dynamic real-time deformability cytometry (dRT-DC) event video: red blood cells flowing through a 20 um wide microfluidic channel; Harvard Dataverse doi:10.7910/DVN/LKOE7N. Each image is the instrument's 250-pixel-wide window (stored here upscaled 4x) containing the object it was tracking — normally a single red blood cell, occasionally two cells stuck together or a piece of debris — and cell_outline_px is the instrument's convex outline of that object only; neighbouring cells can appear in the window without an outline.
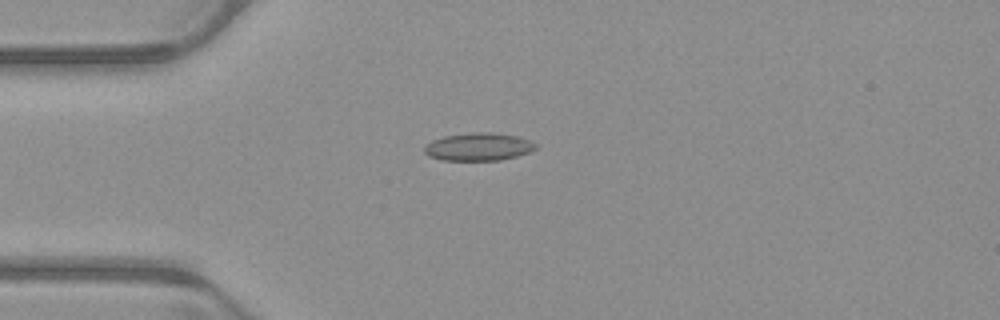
{"species": "common noctule bat (a hibernating species)", "species_latin": "Nyctalus noctula", "temperature_condition": "warm", "stored_images_in_passage": 41, "camera_frame_rate_fps": 3000, "um_per_image_px": 0.085, "animal": {"sex": "male", "body_mass_g": 23.1, "forearm_length_mm": 52.7}, "frame": {"image": 1, "passage_image": 2, "time_ms": 0.333, "image_size_px": [1000, 320], "cell_outline_px": [[536, 148], [528, 152], [516, 156], [500, 160], [440, 160], [428, 156], [424, 152], [424, 148], [432, 140], [444, 136], [472, 132], [492, 132], [516, 136], [532, 140], [536, 144]], "centroid_in_image_um": [40.66, 12.47], "position_along_channel_um": 44.3, "area_um2": 18.03}}
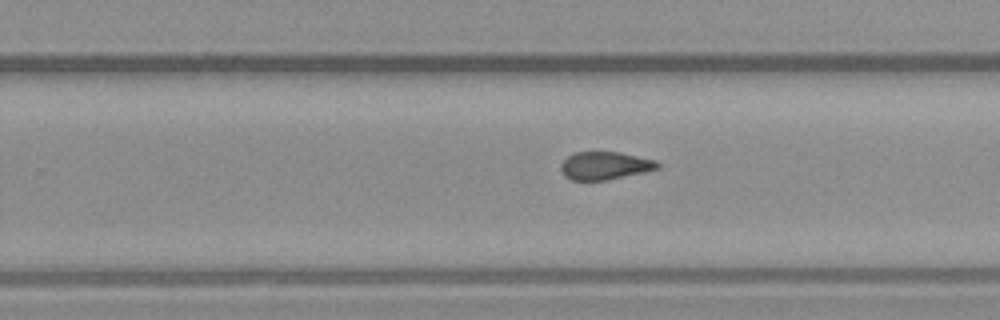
{"frame": {"image": 2, "passage_image": 21, "time_ms": 6.667, "image_size_px": [1000, 320], "cell_outline_px": [[660, 168], [644, 172], [608, 180], [572, 180], [564, 176], [560, 168], [560, 164], [568, 156], [576, 152], [620, 152], [656, 160], [660, 164]], "centroid_in_image_um": [51.42, 14.08], "position_along_channel_um": 278.4, "area_um2": 15.78}}
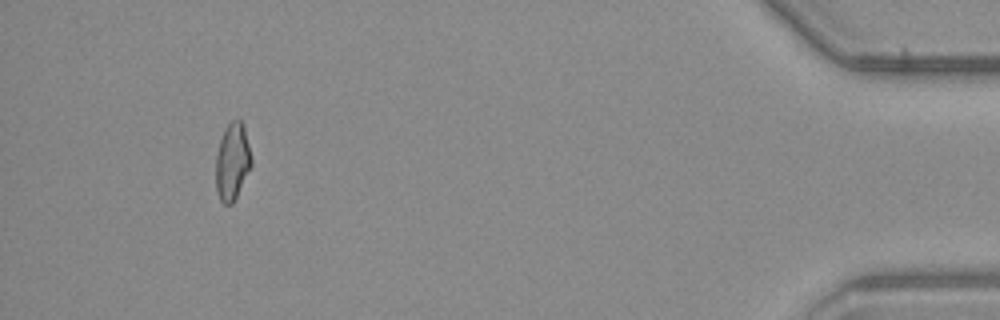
{"frame": {"image": 3, "passage_image": 37, "time_ms": 12.0, "image_size_px": [1000, 320], "cell_outline_px": [[252, 164], [232, 204], [224, 204], [220, 200], [216, 192], [216, 156], [220, 140], [224, 128], [236, 116], [244, 124], [252, 160]], "centroid_in_image_um": [19.74, 13.69], "position_along_channel_um": 415.5, "area_um2": 16.01}, "authors_computed_cell_mechanics": {"area_um2": 16.4152, "velocity_mm_per_s": 3.9605, "shape_relaxation_time_tau1_ms": 9.7479, "shape_relaxation_time_tau2_ms": 1.8536, "deformation_change_tau1": 0.1826, "deformation_change_tau2": 0.0995}}